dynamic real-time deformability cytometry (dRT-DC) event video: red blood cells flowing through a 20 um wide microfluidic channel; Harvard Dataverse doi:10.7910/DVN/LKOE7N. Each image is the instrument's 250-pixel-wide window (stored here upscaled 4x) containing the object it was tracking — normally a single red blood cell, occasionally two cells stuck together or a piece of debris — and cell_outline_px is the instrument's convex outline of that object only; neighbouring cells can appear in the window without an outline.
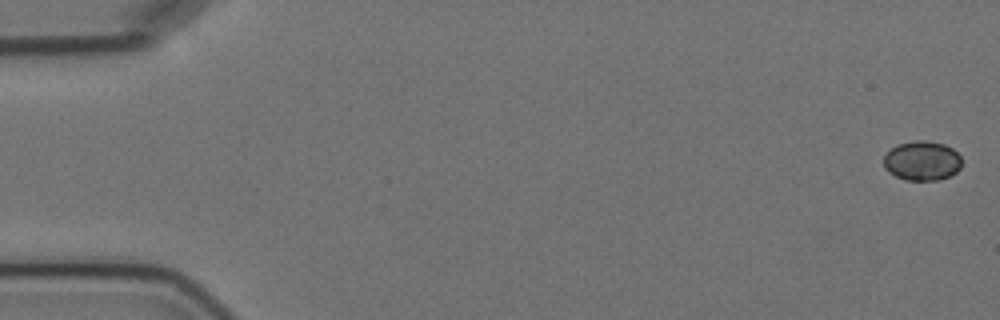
{"species": "Egyptian fruit bat (a non-hibernating species)", "species_latin": "Rousettus aegyptiacus", "temperature_condition": "cold", "stored_images_in_passage": 11, "camera_frame_rate_fps": 3000, "um_per_image_px": 0.085, "animal": {"sex": "female"}, "frame": {"image": 1, "passage_image": 1, "time_ms": 0.0, "image_size_px": [1000, 320], "cell_outline_px": [[960, 168], [956, 172], [940, 180], [908, 180], [896, 176], [888, 172], [884, 168], [884, 156], [892, 148], [900, 144], [916, 140], [924, 140], [944, 144], [952, 148], [960, 156]], "centroid_in_image_um": [78.37, 13.67], "position_along_channel_um": 6.6, "area_um2": 17.8}}
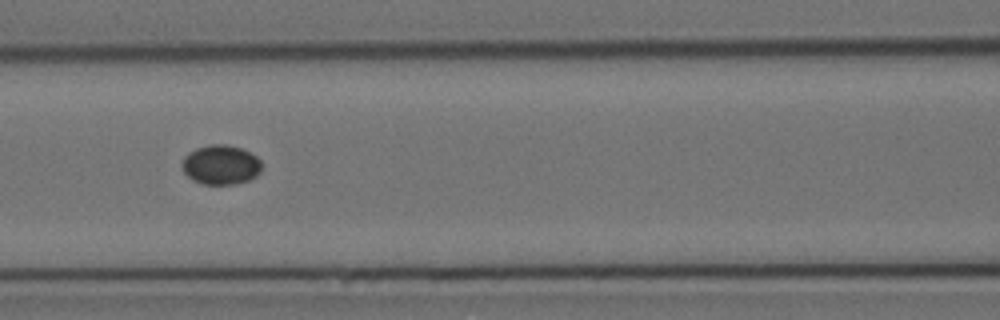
{"frame": {"image": 2, "passage_image": 7, "time_ms": 8.0, "image_size_px": [1000, 320], "cell_outline_px": [[260, 172], [256, 176], [248, 180], [232, 184], [204, 184], [192, 180], [184, 172], [180, 164], [184, 156], [188, 152], [196, 148], [208, 144], [224, 144], [240, 148], [256, 156], [260, 160]], "centroid_in_image_um": [18.72, 14.0], "position_along_channel_um": 147.9, "area_um2": 18.32}}
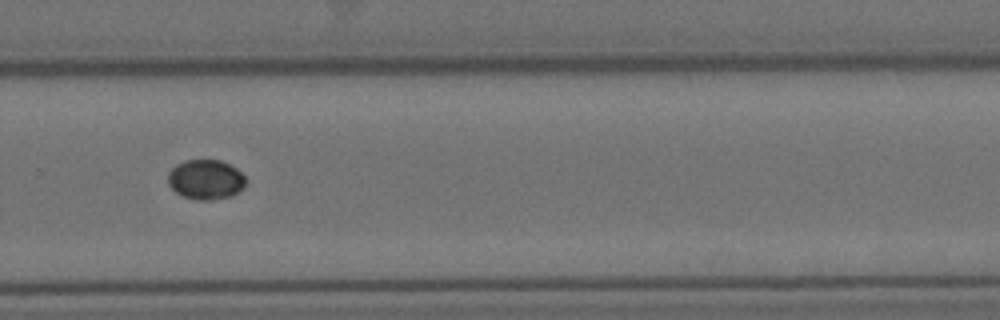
{"frame": {"image": 3, "passage_image": 11, "time_ms": 12.667, "image_size_px": [1000, 320], "cell_outline_px": [[248, 180], [244, 188], [240, 192], [232, 196], [212, 200], [196, 200], [184, 196], [176, 192], [168, 184], [168, 172], [176, 164], [184, 160], [220, 160], [236, 168]], "centroid_in_image_um": [17.51, 15.27], "position_along_channel_um": 312.3, "area_um2": 18.26}}